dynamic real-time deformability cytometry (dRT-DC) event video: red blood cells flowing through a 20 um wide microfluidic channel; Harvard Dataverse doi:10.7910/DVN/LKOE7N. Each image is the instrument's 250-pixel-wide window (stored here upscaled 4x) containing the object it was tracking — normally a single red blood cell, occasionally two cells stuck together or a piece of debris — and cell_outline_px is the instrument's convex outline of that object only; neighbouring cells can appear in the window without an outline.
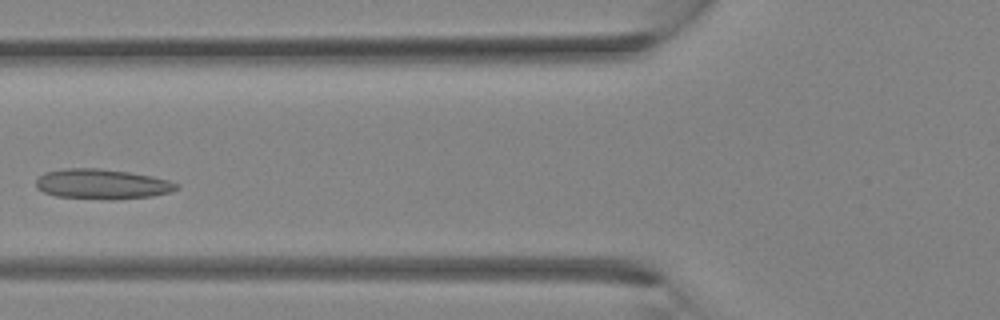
{"species": "Egyptian fruit bat (a non-hibernating species)", "species_latin": "Rousettus aegyptiacus", "temperature_condition": "room temperature", "stored_images_in_passage": 3, "camera_frame_rate_fps": 3000, "um_per_image_px": 0.085, "animal": {"sex": "female"}, "frame": {"image": 1, "passage_image": 3, "time_ms": 0.667, "image_size_px": [1000, 320], "cell_outline_px": [[180, 184], [176, 188], [168, 192], [152, 196], [116, 200], [112, 200], [56, 196], [44, 192], [36, 188], [36, 180], [44, 172], [64, 168], [96, 168], [128, 172], [152, 176], [168, 180]], "centroid_in_image_um": [8.65, 15.65], "position_along_channel_um": 117.2, "area_um2": 24.57}}